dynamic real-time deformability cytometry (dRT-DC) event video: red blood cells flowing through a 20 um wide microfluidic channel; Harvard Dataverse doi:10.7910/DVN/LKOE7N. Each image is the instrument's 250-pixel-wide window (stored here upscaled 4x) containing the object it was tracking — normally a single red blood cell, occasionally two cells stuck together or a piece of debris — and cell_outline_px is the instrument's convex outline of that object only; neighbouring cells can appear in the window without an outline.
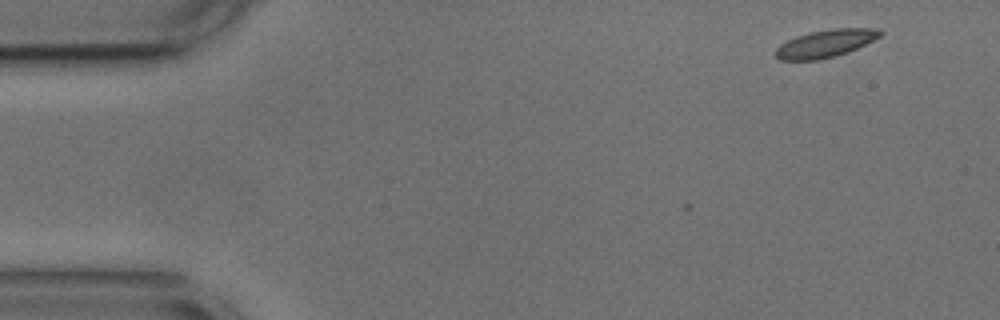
{"species": "common noctule bat (a hibernating species)", "species_latin": "Nyctalus noctula", "temperature_condition": "cold", "stored_images_in_passage": 7, "camera_frame_rate_fps": 3000, "um_per_image_px": 0.085, "animal": {"sex": "male", "body_mass_g": 17.9, "forearm_length_mm": 54.2}, "frame": {"image": 1, "passage_image": 1, "time_ms": 0.0, "image_size_px": [1000, 320], "cell_outline_px": [[884, 32], [880, 36], [848, 52], [816, 60], [780, 60], [776, 56], [776, 48], [780, 44], [796, 36], [812, 32], [832, 28], [880, 28]], "centroid_in_image_um": [70.18, 3.68], "position_along_channel_um": 14.8, "area_um2": 16.59}}